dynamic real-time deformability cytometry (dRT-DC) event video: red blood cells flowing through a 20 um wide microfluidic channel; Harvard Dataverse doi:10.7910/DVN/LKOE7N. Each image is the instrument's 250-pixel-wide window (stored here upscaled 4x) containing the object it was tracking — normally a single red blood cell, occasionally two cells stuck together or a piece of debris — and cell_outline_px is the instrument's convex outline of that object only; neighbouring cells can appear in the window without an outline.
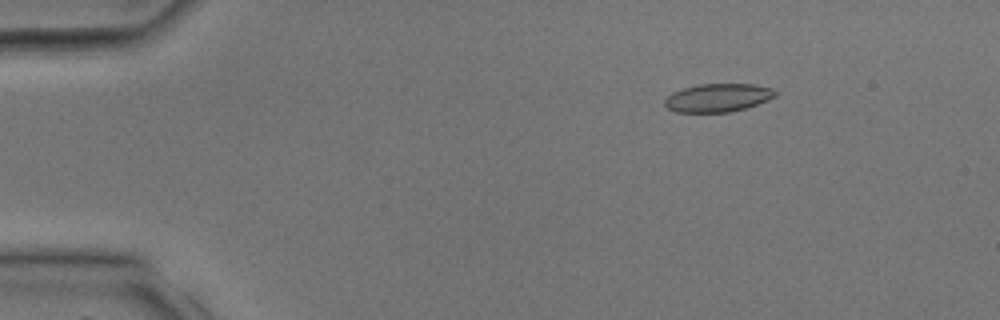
{"species": "common noctule bat (a hibernating species)", "species_latin": "Nyctalus noctula", "temperature_condition": "room temperature", "stored_images_in_passage": 32, "camera_frame_rate_fps": 3000, "um_per_image_px": 0.085, "animal": {"sex": "male", "body_mass_g": 17.9, "forearm_length_mm": 54.2}, "frame": {"image": 1, "passage_image": 3, "time_ms": 0.667, "image_size_px": [1000, 320], "cell_outline_px": [[776, 96], [768, 100], [744, 108], [728, 112], [676, 112], [668, 108], [664, 104], [664, 100], [672, 92], [684, 88], [700, 84], [752, 84], [772, 88], [776, 92]], "centroid_in_image_um": [61.01, 8.3], "position_along_channel_um": 24.0, "area_um2": 18.03}}
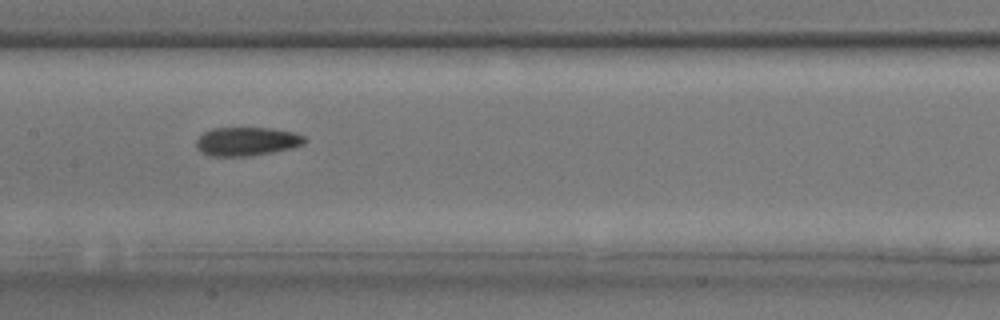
{"frame": {"image": 2, "passage_image": 15, "time_ms": 4.667, "image_size_px": [1000, 320], "cell_outline_px": [[308, 140], [304, 144], [292, 148], [252, 156], [212, 156], [200, 152], [196, 148], [196, 140], [204, 132], [212, 128], [272, 128], [296, 132], [304, 136]], "centroid_in_image_um": [21.0, 12.02], "position_along_channel_um": 186.4, "area_um2": 18.32}}
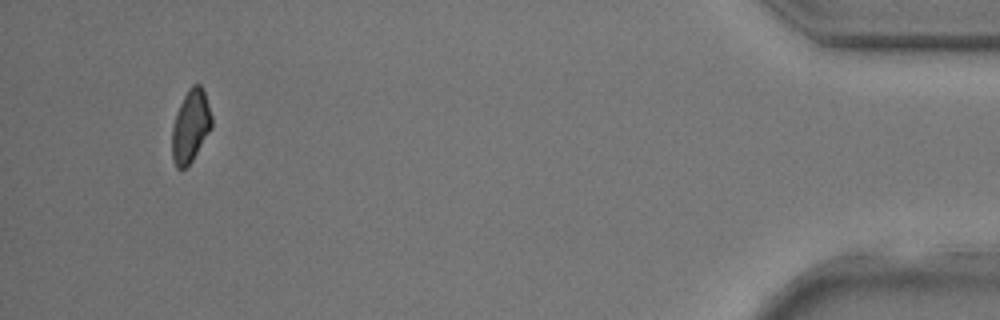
{"frame": {"image": 3, "passage_image": 30, "time_ms": 9.667, "image_size_px": [1000, 320], "cell_outline_px": [[212, 128], [192, 160], [184, 168], [176, 168], [172, 160], [172, 128], [176, 112], [188, 88], [192, 84], [200, 84], [204, 88], [212, 116]], "centroid_in_image_um": [16.2, 10.69], "position_along_channel_um": 419.0, "area_um2": 16.88}}